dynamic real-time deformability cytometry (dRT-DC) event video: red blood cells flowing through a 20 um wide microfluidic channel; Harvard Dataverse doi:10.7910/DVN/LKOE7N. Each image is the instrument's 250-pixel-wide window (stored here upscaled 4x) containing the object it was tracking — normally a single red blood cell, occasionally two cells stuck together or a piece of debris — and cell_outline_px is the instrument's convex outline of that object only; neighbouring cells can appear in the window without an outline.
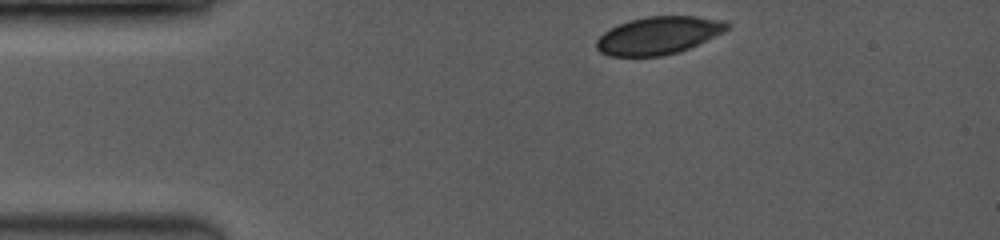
{"species": "common noctule bat (a hibernating species)", "species_latin": "Nyctalus noctula", "temperature_condition": "room temperature", "stored_images_in_passage": 18, "camera_frame_rate_fps": 3500, "um_per_image_px": 0.085, "animal": {"sex": "female", "body_mass_g": 19.0, "forearm_length_mm": 53.3}, "frame": {"image": 1, "passage_image": 1, "time_ms": 0.0, "image_size_px": [1000, 240], "cell_outline_px": [[732, 24], [724, 32], [680, 52], [664, 56], [608, 56], [600, 52], [596, 48], [596, 40], [604, 32], [620, 24], [632, 20], [648, 16], [696, 16], [724, 20]], "centroid_in_image_um": [56.0, 3.02], "position_along_channel_um": 29.0, "area_um2": 28.67}}
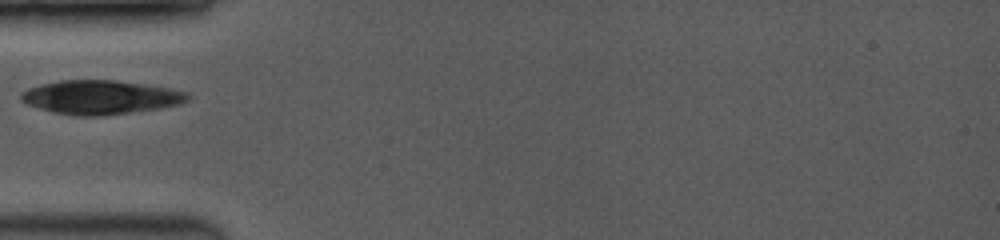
{"frame": {"image": 2, "passage_image": 7, "time_ms": 2.571, "image_size_px": [1000, 240], "cell_outline_px": [[192, 96], [188, 100], [180, 104], [160, 108], [100, 116], [72, 116], [52, 112], [28, 104], [20, 100], [20, 96], [28, 88], [40, 84], [60, 80], [116, 80], [144, 84], [168, 88], [188, 92]], "centroid_in_image_um": [8.55, 8.26], "position_along_channel_um": 76.4, "area_um2": 32.95}}